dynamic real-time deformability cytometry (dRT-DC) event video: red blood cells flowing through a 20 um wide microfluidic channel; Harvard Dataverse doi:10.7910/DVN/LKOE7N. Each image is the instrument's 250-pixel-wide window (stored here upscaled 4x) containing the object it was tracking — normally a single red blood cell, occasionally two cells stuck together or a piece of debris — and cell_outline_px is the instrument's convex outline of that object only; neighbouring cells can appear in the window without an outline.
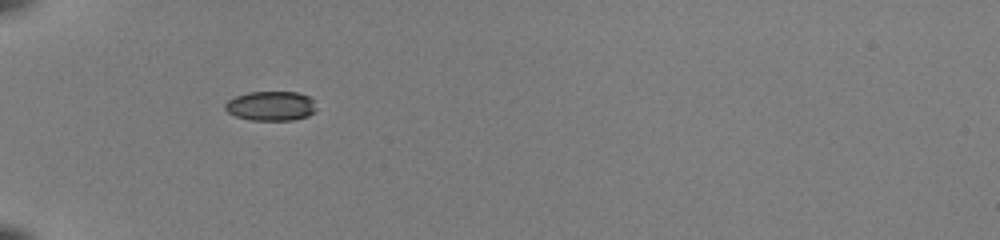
{"species": "common noctule bat (a hibernating species)", "species_latin": "Nyctalus noctula", "temperature_condition": "room temperature", "stored_images_in_passage": 35, "camera_frame_rate_fps": 3000, "um_per_image_px": 0.085, "animal": {"sex": "female", "body_mass_g": 22.0, "forearm_length_mm": 56.7}, "frame": {"image": 1, "passage_image": 1, "time_ms": 0.0, "image_size_px": [1000, 240], "cell_outline_px": [[316, 108], [308, 116], [292, 120], [252, 120], [236, 116], [228, 112], [224, 108], [224, 104], [228, 100], [236, 96], [248, 92], [296, 92], [308, 96], [312, 100]], "centroid_in_image_um": [23.0, 9.0], "position_along_channel_um": 62.0, "area_um2": 15.55}}
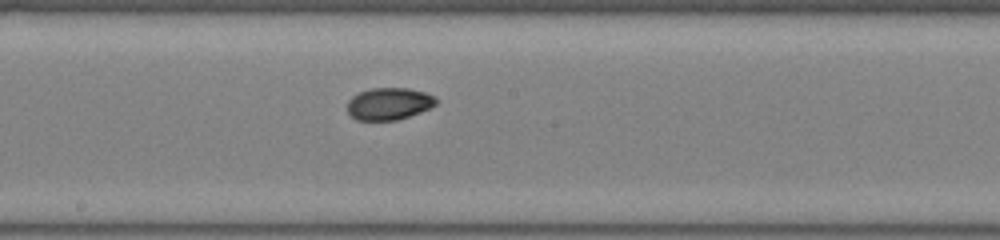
{"frame": {"image": 2, "passage_image": 14, "time_ms": 4.333, "image_size_px": [1000, 240], "cell_outline_px": [[440, 100], [436, 104], [420, 112], [396, 120], [356, 120], [348, 112], [348, 100], [352, 96], [360, 92], [372, 88], [408, 88], [424, 92], [436, 96]], "centroid_in_image_um": [33.08, 8.81], "position_along_channel_um": 215.1, "area_um2": 16.59}}
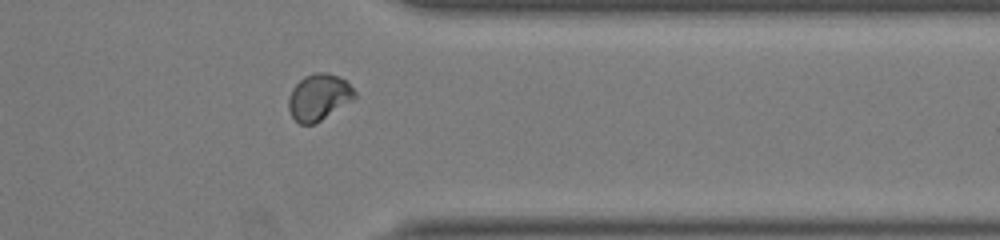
{"frame": {"image": 3, "passage_image": 27, "time_ms": 8.667, "image_size_px": [1000, 240], "cell_outline_px": [[356, 96], [352, 100], [316, 124], [300, 124], [292, 116], [288, 108], [288, 96], [292, 88], [304, 76], [312, 72], [328, 72], [344, 80], [356, 92]], "centroid_in_image_um": [27.07, 8.26], "position_along_channel_um": 384.3, "area_um2": 17.86}, "authors_computed_cell_mechanics": {"area_um2": 16.762, "velocity_mm_per_s": 3.9189, "shape_relaxation_time_tau1_ms": 6.5991, "shape_relaxation_time_tau2_ms": 0.9165, "deformation_change_tau1": 0.1525, "deformation_change_tau2": 0.0315}}